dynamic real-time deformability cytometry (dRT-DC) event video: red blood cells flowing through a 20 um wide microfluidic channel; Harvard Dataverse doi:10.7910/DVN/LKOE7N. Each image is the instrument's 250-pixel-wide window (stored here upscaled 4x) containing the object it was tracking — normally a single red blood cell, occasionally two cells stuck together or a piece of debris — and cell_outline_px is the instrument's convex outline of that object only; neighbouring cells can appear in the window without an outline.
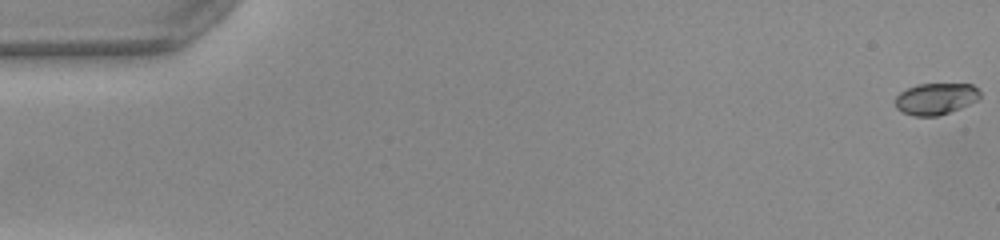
{"species": "common noctule bat (a hibernating species)", "species_latin": "Nyctalus noctula", "temperature_condition": "warm", "stored_images_in_passage": 11, "camera_frame_rate_fps": 3000, "um_per_image_px": 0.085, "animal": {"sex": "female", "body_mass_g": 22.0, "forearm_length_mm": 56.7}, "frame": {"image": 1, "passage_image": 1, "time_ms": 0.0, "image_size_px": [1000, 240], "cell_outline_px": [[980, 96], [976, 100], [960, 108], [936, 116], [916, 116], [900, 112], [896, 108], [896, 96], [900, 92], [916, 84], [972, 84], [980, 92]], "centroid_in_image_um": [79.5, 8.39], "position_along_channel_um": 5.5, "area_um2": 15.43}}